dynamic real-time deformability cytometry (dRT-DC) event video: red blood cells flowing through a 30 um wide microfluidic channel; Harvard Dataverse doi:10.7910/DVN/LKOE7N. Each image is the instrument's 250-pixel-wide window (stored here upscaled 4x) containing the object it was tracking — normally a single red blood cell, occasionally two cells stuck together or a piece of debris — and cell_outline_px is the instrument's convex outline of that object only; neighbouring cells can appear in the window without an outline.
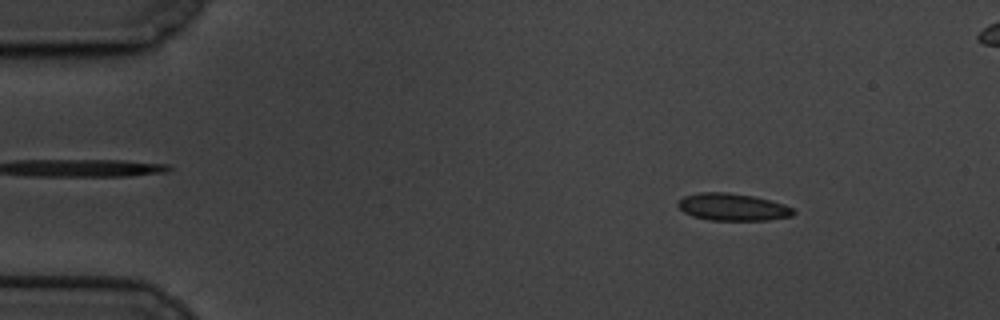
{"species": "common noctule bat (a hibernating species)", "species_latin": "Nyctalus noctula", "temperature_condition": "cold", "stored_images_in_passage": 58, "segment_of_instrument_passage": [1, 2], "camera_frame_rate_fps": 3000, "um_per_image_px": 0.085, "animal": {"sex": "male", "body_mass_g": 19.5, "forearm_length_mm": 54.6}, "frame": {"image": 1, "passage_image": 5, "time_ms": 1.333, "image_size_px": [1000, 320], "cell_outline_px": [[796, 212], [792, 216], [768, 220], [712, 220], [692, 216], [684, 212], [676, 204], [684, 196], [700, 192], [728, 192], [752, 196], [784, 204], [792, 208]], "centroid_in_image_um": [62.27, 17.6], "position_along_channel_um": 22.7, "area_um2": 18.21}}
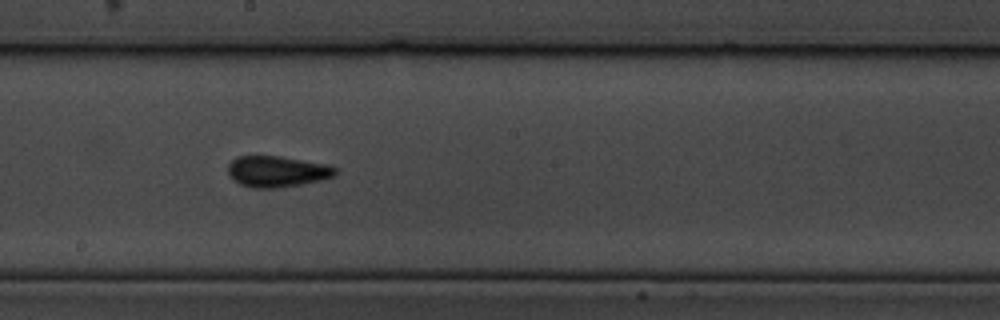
{"frame": {"image": 2, "passage_image": 30, "time_ms": 9.667, "image_size_px": [1000, 320], "cell_outline_px": [[336, 176], [320, 180], [300, 184], [276, 188], [252, 188], [240, 184], [232, 180], [228, 172], [228, 164], [236, 156], [280, 156], [324, 164], [336, 168]], "centroid_in_image_um": [23.5, 14.58], "position_along_channel_um": 224.7, "area_um2": 19.36}}
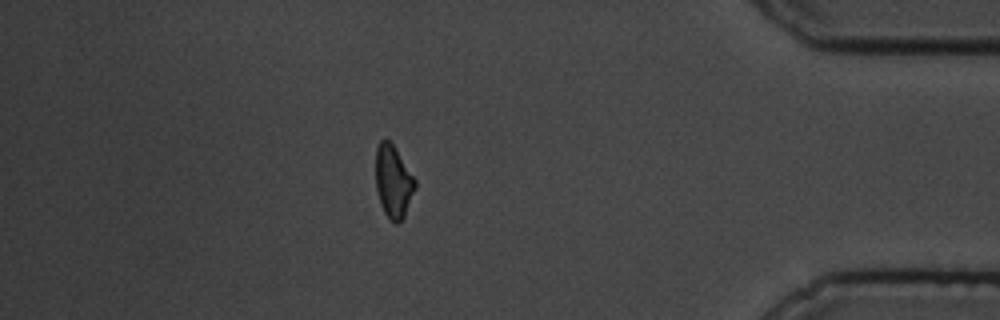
{"frame": {"image": 3, "passage_image": 49, "time_ms": 16.0, "image_size_px": [1000, 320], "cell_outline_px": [[416, 188], [404, 216], [396, 224], [388, 220], [380, 204], [376, 188], [376, 148], [380, 140], [388, 140], [392, 144], [416, 180]], "centroid_in_image_um": [33.42, 15.46], "position_along_channel_um": 401.8, "area_um2": 16.53}}